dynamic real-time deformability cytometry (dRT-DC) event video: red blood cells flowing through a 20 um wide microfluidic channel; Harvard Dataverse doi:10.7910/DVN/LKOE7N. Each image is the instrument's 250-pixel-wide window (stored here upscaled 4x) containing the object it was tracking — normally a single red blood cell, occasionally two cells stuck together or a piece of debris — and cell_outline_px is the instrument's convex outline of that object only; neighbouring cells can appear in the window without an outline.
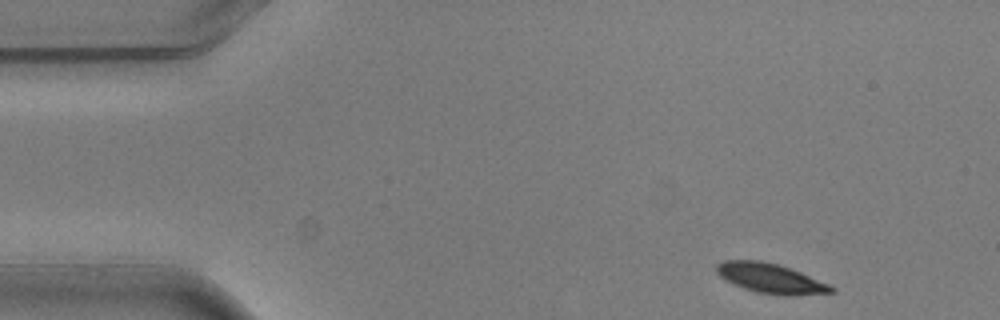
{"species": "common noctule bat (a hibernating species)", "species_latin": "Nyctalus noctula", "temperature_condition": "warm", "stored_images_in_passage": 3, "camera_frame_rate_fps": 3000, "um_per_image_px": 0.085, "animal": {"sex": "male", "body_mass_g": 20.5, "forearm_length_mm": 52.5}, "frame": {"image": 1, "passage_image": 1, "time_ms": 0.0, "image_size_px": [1000, 320], "cell_outline_px": [[836, 292], [792, 296], [784, 296], [756, 292], [744, 288], [720, 276], [716, 272], [716, 264], [724, 260], [760, 260], [776, 264], [800, 272], [828, 284], [836, 288]], "centroid_in_image_um": [65.52, 23.67], "position_along_channel_um": 19.5, "area_um2": 19.71}}